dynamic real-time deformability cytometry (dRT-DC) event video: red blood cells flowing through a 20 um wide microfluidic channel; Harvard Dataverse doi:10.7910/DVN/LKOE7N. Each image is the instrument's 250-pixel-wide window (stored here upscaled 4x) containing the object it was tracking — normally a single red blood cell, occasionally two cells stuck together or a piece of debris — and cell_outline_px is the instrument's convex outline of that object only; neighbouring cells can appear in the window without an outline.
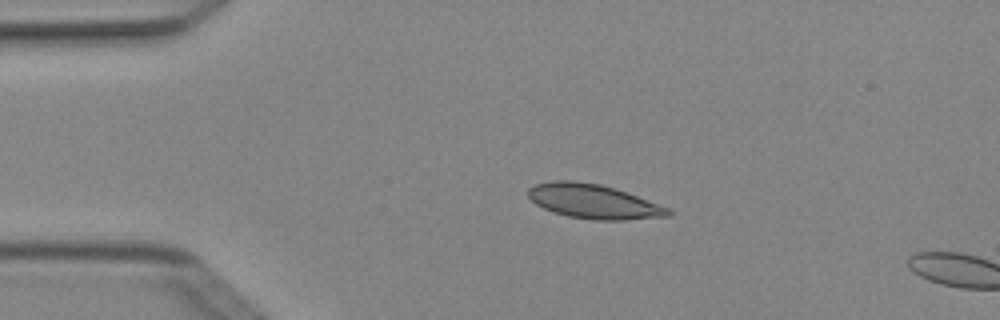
{"species": "Egyptian fruit bat (a non-hibernating species)", "species_latin": "Rousettus aegyptiacus", "temperature_condition": "cold", "stored_images_in_passage": 3, "camera_frame_rate_fps": 3000, "um_per_image_px": 0.085, "animal": {"sex": "female"}, "frame": {"image": 1, "passage_image": 2, "time_ms": 0.333, "image_size_px": [1000, 320], "cell_outline_px": [[672, 216], [624, 220], [596, 220], [568, 216], [544, 208], [536, 204], [528, 196], [528, 188], [536, 184], [552, 180], [572, 180], [600, 184], [616, 188], [672, 208]], "centroid_in_image_um": [50.51, 17.12], "position_along_channel_um": 34.5, "area_um2": 28.21}}